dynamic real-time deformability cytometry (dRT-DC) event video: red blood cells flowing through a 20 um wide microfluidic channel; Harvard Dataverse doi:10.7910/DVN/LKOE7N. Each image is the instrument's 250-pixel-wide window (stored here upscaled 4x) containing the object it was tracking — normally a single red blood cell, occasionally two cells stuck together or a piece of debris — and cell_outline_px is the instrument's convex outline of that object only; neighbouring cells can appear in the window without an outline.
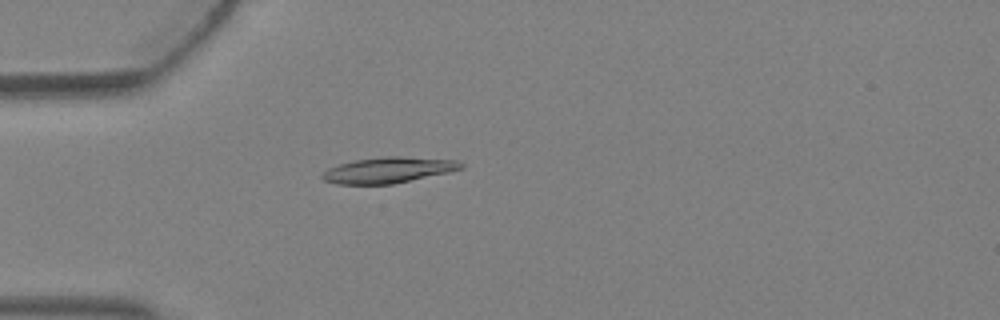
{"species": "Egyptian fruit bat (a non-hibernating species)", "species_latin": "Rousettus aegyptiacus", "temperature_condition": "warm", "stored_images_in_passage": 4, "camera_frame_rate_fps": 3000, "um_per_image_px": 0.085, "animal": {"sex": "female"}, "frame": {"image": 1, "passage_image": 4, "time_ms": 1.0, "image_size_px": [1000, 320], "cell_outline_px": [[464, 168], [448, 172], [392, 184], [336, 184], [324, 180], [320, 176], [328, 168], [340, 164], [356, 160], [388, 156], [400, 156], [456, 160], [464, 164]], "centroid_in_image_um": [33.01, 14.45], "position_along_channel_um": 52.0, "area_um2": 20.63}}